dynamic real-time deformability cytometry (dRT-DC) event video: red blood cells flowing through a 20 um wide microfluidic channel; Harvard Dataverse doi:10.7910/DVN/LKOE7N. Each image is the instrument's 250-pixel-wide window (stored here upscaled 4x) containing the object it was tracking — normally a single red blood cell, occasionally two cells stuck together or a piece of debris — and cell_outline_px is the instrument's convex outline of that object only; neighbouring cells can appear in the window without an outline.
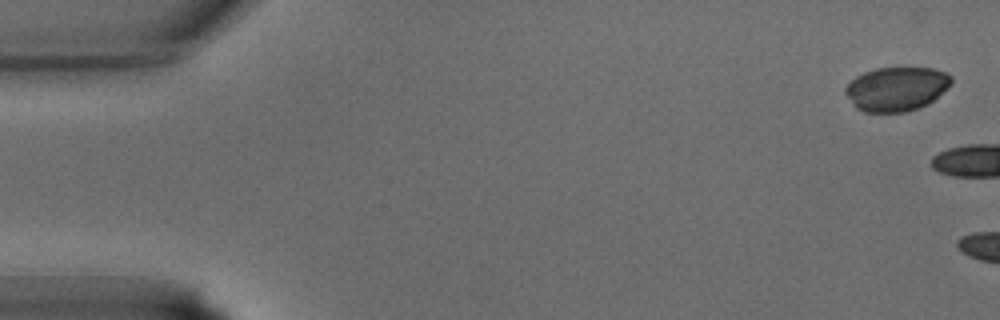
{"species": "common noctule bat (a hibernating species)", "species_latin": "Nyctalus noctula", "temperature_condition": "warm", "stored_images_in_passage": 3, "camera_frame_rate_fps": 3000, "um_per_image_px": 0.085, "animal": {"sex": "male", "body_mass_g": 15.6}, "frame": {"image": 1, "passage_image": 1, "time_ms": 0.0, "image_size_px": [1000, 320], "cell_outline_px": [[952, 80], [928, 104], [908, 112], [864, 112], [856, 108], [852, 104], [844, 92], [844, 88], [856, 76], [864, 72], [876, 68], [932, 68], [944, 72], [952, 76]], "centroid_in_image_um": [76.14, 7.56], "position_along_channel_um": 8.9, "area_um2": 26.93}}